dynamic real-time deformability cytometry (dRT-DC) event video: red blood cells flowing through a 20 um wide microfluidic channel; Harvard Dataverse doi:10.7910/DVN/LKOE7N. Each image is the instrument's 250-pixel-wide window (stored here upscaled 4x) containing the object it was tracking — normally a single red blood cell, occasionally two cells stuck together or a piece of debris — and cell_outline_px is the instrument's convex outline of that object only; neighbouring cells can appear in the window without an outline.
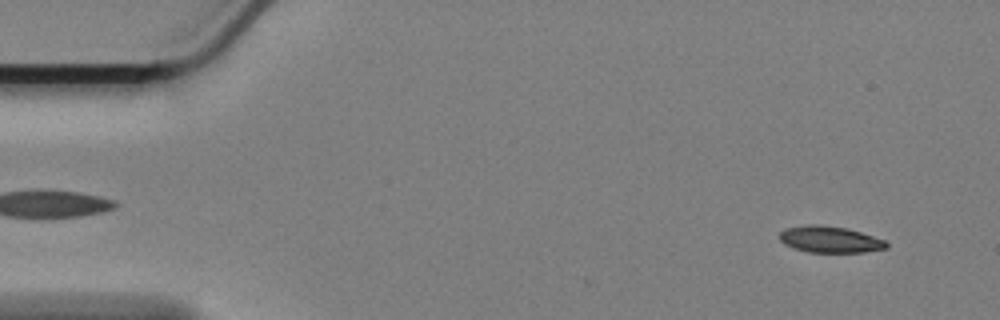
{"species": "Egyptian fruit bat (a non-hibernating species)", "species_latin": "Rousettus aegyptiacus", "temperature_condition": "cold", "stored_images_in_passage": 51, "camera_frame_rate_fps": 3000, "um_per_image_px": 0.085, "animal": {"sex": "female"}, "frame": {"image": 1, "passage_image": 4, "time_ms": 1.0, "image_size_px": [1000, 320], "cell_outline_px": [[888, 248], [864, 252], [808, 252], [792, 248], [784, 244], [780, 240], [780, 232], [788, 228], [808, 224], [812, 224], [844, 228], [860, 232], [884, 240], [888, 244]], "centroid_in_image_um": [70.53, 20.37], "position_along_channel_um": 14.5, "area_um2": 16.24}}
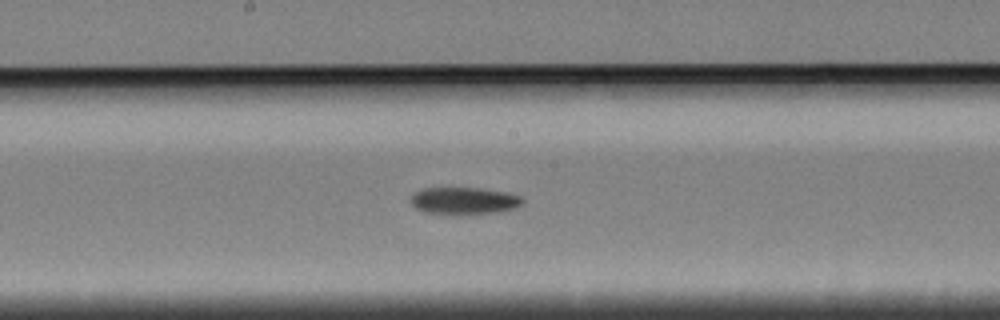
{"frame": {"image": 2, "passage_image": 30, "time_ms": 9.667, "image_size_px": [1000, 320], "cell_outline_px": [[524, 204], [516, 208], [500, 212], [468, 216], [460, 216], [424, 212], [416, 208], [412, 204], [412, 192], [420, 188], [480, 188], [508, 192], [520, 196], [524, 200]], "centroid_in_image_um": [39.48, 17.09], "position_along_channel_um": 208.7, "area_um2": 18.44}}
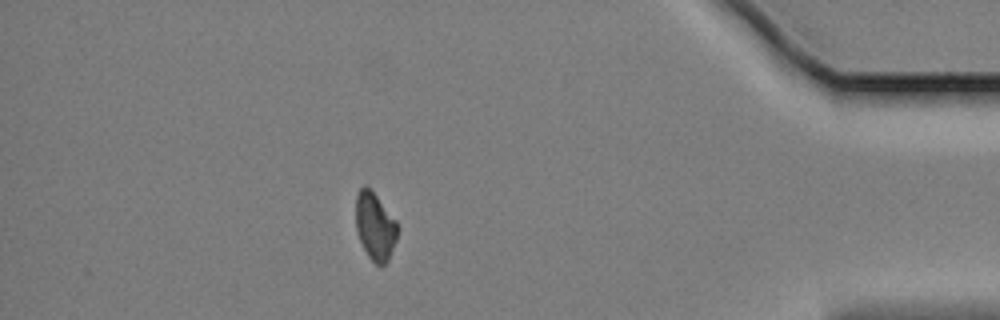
{"frame": {"image": 3, "passage_image": 51, "time_ms": 16.667, "image_size_px": [1000, 320], "cell_outline_px": [[400, 228], [396, 240], [388, 260], [384, 264], [376, 264], [368, 256], [356, 232], [356, 196], [360, 188], [364, 184], [376, 196], [396, 220]], "centroid_in_image_um": [31.89, 19.24], "position_along_channel_um": 403.3, "area_um2": 16.3}, "authors_computed_cell_mechanics": {"area_um2": 17.5134, "velocity_mm_per_s": 3.3943, "shape_relaxation_time_tau1_ms": 4.6286, "shape_relaxation_time_tau2_ms": null, "deformation_change_tau1": 0.1168, "deformation_change_tau2": null}}